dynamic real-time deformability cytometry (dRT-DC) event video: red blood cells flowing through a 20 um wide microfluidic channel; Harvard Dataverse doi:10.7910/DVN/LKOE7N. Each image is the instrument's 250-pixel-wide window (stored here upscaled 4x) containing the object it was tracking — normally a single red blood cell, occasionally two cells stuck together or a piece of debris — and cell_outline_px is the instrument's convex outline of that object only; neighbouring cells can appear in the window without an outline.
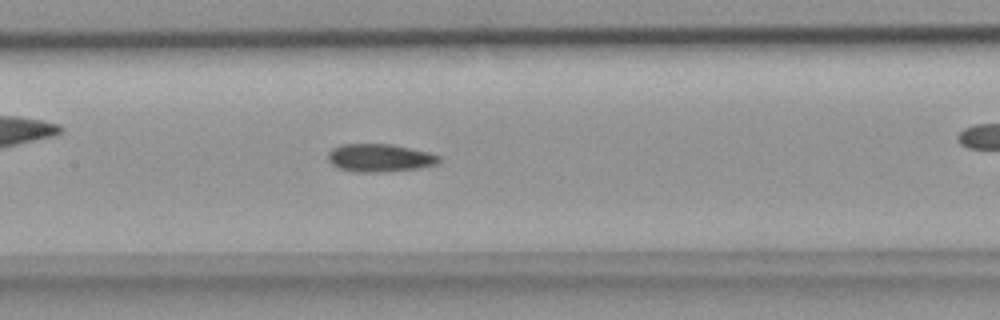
{"species": "common noctule bat (a hibernating species)", "species_latin": "Nyctalus noctula", "temperature_condition": "room temperature", "stored_images_in_passage": 32, "camera_frame_rate_fps": 3000, "um_per_image_px": 0.085, "animal": {"sex": "female", "body_mass_g": 18.4}, "frame": {"image": 1, "passage_image": 14, "time_ms": 4.333, "image_size_px": [1000, 320], "cell_outline_px": [[440, 160], [436, 164], [416, 168], [368, 172], [360, 172], [340, 168], [332, 164], [328, 160], [328, 152], [332, 148], [340, 144], [392, 144], [428, 152], [440, 156]], "centroid_in_image_um": [32.24, 13.39], "position_along_channel_um": 175.2, "area_um2": 17.69}}
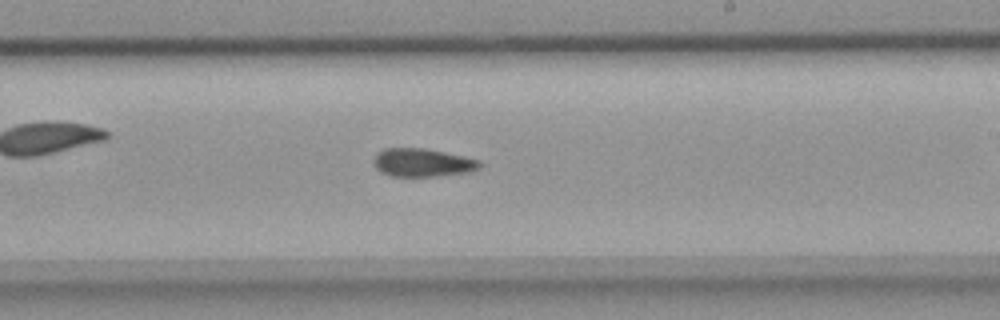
{"frame": {"image": 2, "passage_image": 19, "time_ms": 6.0, "image_size_px": [1000, 320], "cell_outline_px": [[484, 164], [480, 168], [468, 172], [436, 176], [392, 176], [380, 172], [376, 168], [372, 160], [376, 152], [384, 148], [424, 148], [464, 156], [480, 160]], "centroid_in_image_um": [35.9, 13.81], "position_along_channel_um": 253.1, "area_um2": 17.63}}